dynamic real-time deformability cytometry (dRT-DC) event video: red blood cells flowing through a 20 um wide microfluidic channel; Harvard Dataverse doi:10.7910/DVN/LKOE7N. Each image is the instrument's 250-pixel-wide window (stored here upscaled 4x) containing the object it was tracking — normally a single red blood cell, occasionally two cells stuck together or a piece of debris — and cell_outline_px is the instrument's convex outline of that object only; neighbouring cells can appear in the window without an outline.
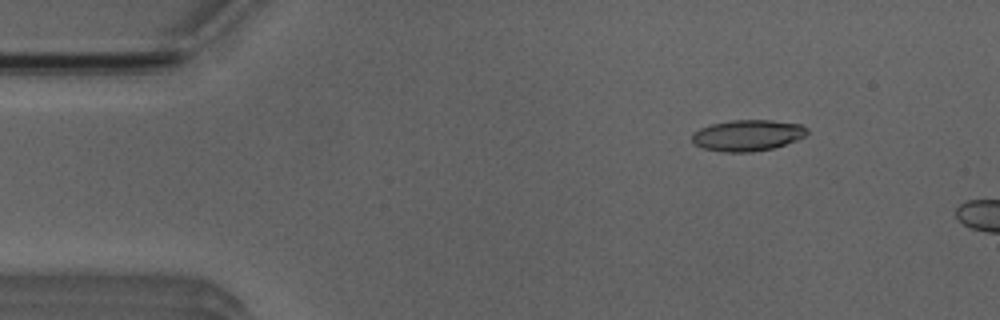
{"species": "Egyptian fruit bat (a non-hibernating species)", "species_latin": "Rousettus aegyptiacus", "temperature_condition": "room temperature", "stored_images_in_passage": 2, "camera_frame_rate_fps": 3000, "um_per_image_px": 0.085, "animal": {"sex": "male"}, "frame": {"image": 1, "passage_image": 1, "time_ms": 0.0, "image_size_px": [1000, 320], "cell_outline_px": [[808, 132], [804, 136], [796, 140], [772, 148], [752, 152], [724, 152], [704, 148], [696, 144], [692, 140], [692, 132], [700, 128], [712, 124], [732, 120], [772, 120], [800, 124], [808, 128]], "centroid_in_image_um": [63.54, 11.5], "position_along_channel_um": 21.5, "area_um2": 20.75}}